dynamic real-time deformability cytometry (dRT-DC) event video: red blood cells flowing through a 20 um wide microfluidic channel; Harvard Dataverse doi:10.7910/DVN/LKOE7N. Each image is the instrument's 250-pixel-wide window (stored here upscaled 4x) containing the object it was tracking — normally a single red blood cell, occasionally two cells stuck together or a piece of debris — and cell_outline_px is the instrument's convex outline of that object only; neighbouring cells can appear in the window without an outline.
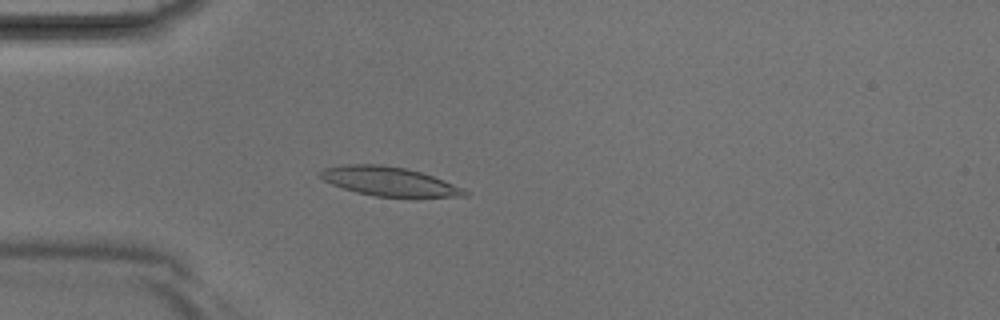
{"species": "Egyptian fruit bat (a non-hibernating species)", "species_latin": "Rousettus aegyptiacus", "temperature_condition": "room temperature", "stored_images_in_passage": 42, "camera_frame_rate_fps": 3000, "um_per_image_px": 0.085, "animal": {"sex": "male"}, "frame": {"image": 1, "passage_image": 12, "time_ms": 3.667, "image_size_px": [1000, 320], "cell_outline_px": [[468, 196], [416, 200], [376, 196], [356, 192], [332, 184], [324, 180], [320, 176], [320, 172], [324, 168], [344, 164], [380, 164], [404, 168], [420, 172], [432, 176], [464, 188], [468, 192]], "centroid_in_image_um": [33.19, 15.47], "position_along_channel_um": 51.8, "area_um2": 25.26}}
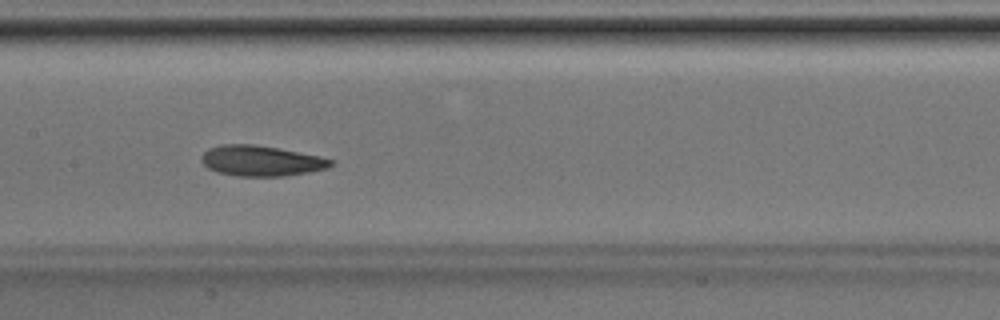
{"frame": {"image": 2, "passage_image": 21, "time_ms": 6.667, "image_size_px": [1000, 320], "cell_outline_px": [[332, 164], [328, 168], [308, 172], [284, 176], [236, 176], [216, 172], [208, 168], [200, 160], [200, 156], [208, 148], [224, 144], [256, 144], [320, 156], [332, 160]], "centroid_in_image_um": [22.15, 13.67], "position_along_channel_um": 185.2, "area_um2": 23.0}}
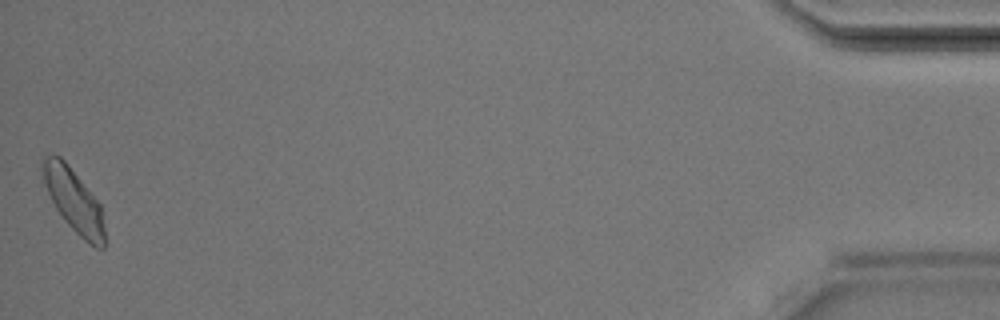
{"frame": {"image": 3, "passage_image": 42, "time_ms": 13.667, "image_size_px": [1000, 320], "cell_outline_px": [[104, 248], [96, 248], [84, 240], [64, 220], [56, 208], [44, 184], [40, 160], [48, 156], [60, 156], [68, 164], [100, 204], [104, 228]], "centroid_in_image_um": [6.26, 17.03], "position_along_channel_um": 428.9, "area_um2": 22.37}}